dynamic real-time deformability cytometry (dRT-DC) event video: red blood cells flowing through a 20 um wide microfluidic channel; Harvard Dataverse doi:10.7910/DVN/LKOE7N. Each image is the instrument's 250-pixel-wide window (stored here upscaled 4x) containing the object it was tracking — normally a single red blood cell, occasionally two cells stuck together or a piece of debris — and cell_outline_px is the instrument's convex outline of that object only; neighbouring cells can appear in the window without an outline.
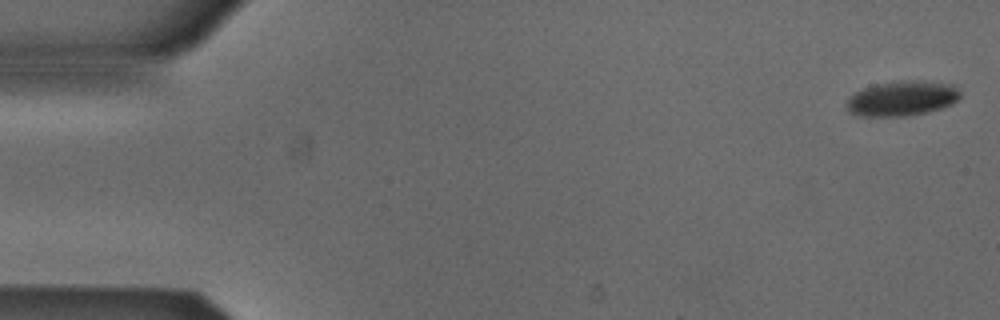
{"species": "Egyptian fruit bat (a non-hibernating species)", "species_latin": "Rousettus aegyptiacus", "temperature_condition": "cold", "stored_images_in_passage": 50, "camera_frame_rate_fps": 3000, "um_per_image_px": 0.085, "animal": {"sex": "male"}, "frame": {"image": 1, "passage_image": 1, "time_ms": 0.0, "image_size_px": [1000, 320], "cell_outline_px": [[960, 96], [952, 104], [940, 108], [924, 112], [904, 116], [864, 116], [848, 112], [848, 100], [856, 92], [864, 88], [876, 84], [908, 80], [952, 84], [960, 92]], "centroid_in_image_um": [76.68, 8.37], "position_along_channel_um": 8.3, "area_um2": 22.54}}
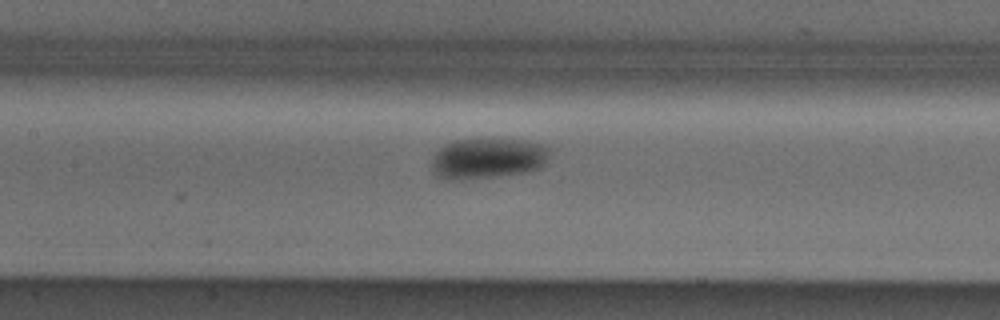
{"frame": {"image": 2, "passage_image": 24, "time_ms": 7.667, "image_size_px": [1000, 320], "cell_outline_px": [[548, 152], [544, 164], [540, 168], [528, 172], [464, 180], [440, 180], [432, 172], [432, 156], [444, 144], [452, 140], [492, 136], [524, 140], [544, 144], [548, 148]], "centroid_in_image_um": [41.4, 13.43], "position_along_channel_um": 166.0, "area_um2": 29.13}}
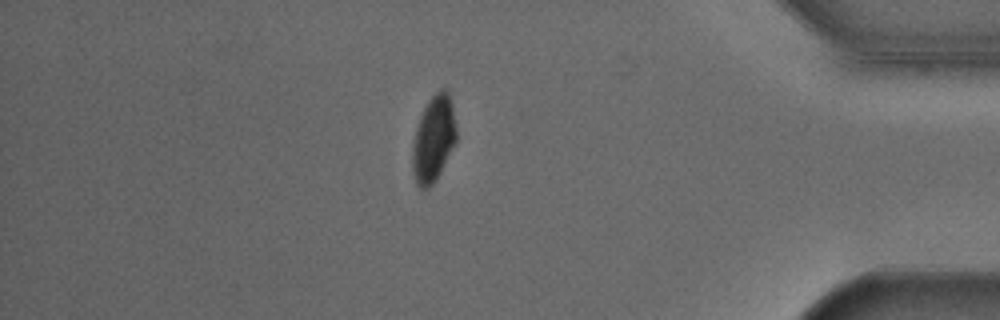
{"frame": {"image": 3, "passage_image": 45, "time_ms": 14.667, "image_size_px": [1000, 320], "cell_outline_px": [[456, 140], [436, 180], [428, 188], [420, 188], [416, 184], [412, 172], [412, 144], [416, 128], [420, 116], [428, 100], [440, 88], [448, 88], [452, 104], [456, 128]], "centroid_in_image_um": [36.83, 11.78], "position_along_channel_um": 398.4, "area_um2": 22.08}, "authors_computed_cell_mechanics": {"area_um2": 25.4031, "velocity_mm_per_s": 3.8707, "shape_relaxation_time_tau1_ms": 3.3994, "shape_relaxation_time_tau2_ms": null, "deformation_change_tau1": 0.0831, "deformation_change_tau2": null}}